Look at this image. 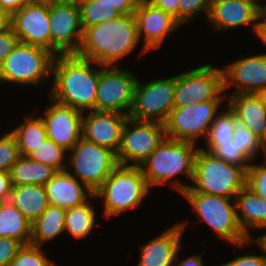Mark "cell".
Returning a JSON list of instances; mask_svg holds the SVG:
<instances>
[{
	"mask_svg": "<svg viewBox=\"0 0 266 266\" xmlns=\"http://www.w3.org/2000/svg\"><path fill=\"white\" fill-rule=\"evenodd\" d=\"M223 91L234 94H262L266 90V53L242 55L223 65ZM232 90V92H230Z\"/></svg>",
	"mask_w": 266,
	"mask_h": 266,
	"instance_id": "cell-15",
	"label": "cell"
},
{
	"mask_svg": "<svg viewBox=\"0 0 266 266\" xmlns=\"http://www.w3.org/2000/svg\"><path fill=\"white\" fill-rule=\"evenodd\" d=\"M246 185V171L226 163L201 148L194 161V176L190 188L199 193L235 198Z\"/></svg>",
	"mask_w": 266,
	"mask_h": 266,
	"instance_id": "cell-7",
	"label": "cell"
},
{
	"mask_svg": "<svg viewBox=\"0 0 266 266\" xmlns=\"http://www.w3.org/2000/svg\"><path fill=\"white\" fill-rule=\"evenodd\" d=\"M28 157L31 160L50 165L57 171L67 169L68 151L48 138L36 147Z\"/></svg>",
	"mask_w": 266,
	"mask_h": 266,
	"instance_id": "cell-32",
	"label": "cell"
},
{
	"mask_svg": "<svg viewBox=\"0 0 266 266\" xmlns=\"http://www.w3.org/2000/svg\"><path fill=\"white\" fill-rule=\"evenodd\" d=\"M47 98L49 105L38 113L44 121L48 139L70 151L82 138L83 112Z\"/></svg>",
	"mask_w": 266,
	"mask_h": 266,
	"instance_id": "cell-18",
	"label": "cell"
},
{
	"mask_svg": "<svg viewBox=\"0 0 266 266\" xmlns=\"http://www.w3.org/2000/svg\"><path fill=\"white\" fill-rule=\"evenodd\" d=\"M9 202L31 223L50 205L45 186L38 184L13 186Z\"/></svg>",
	"mask_w": 266,
	"mask_h": 266,
	"instance_id": "cell-26",
	"label": "cell"
},
{
	"mask_svg": "<svg viewBox=\"0 0 266 266\" xmlns=\"http://www.w3.org/2000/svg\"><path fill=\"white\" fill-rule=\"evenodd\" d=\"M226 105L227 100H211L174 107L164 123L165 137L195 144L199 141L202 143L213 120Z\"/></svg>",
	"mask_w": 266,
	"mask_h": 266,
	"instance_id": "cell-10",
	"label": "cell"
},
{
	"mask_svg": "<svg viewBox=\"0 0 266 266\" xmlns=\"http://www.w3.org/2000/svg\"><path fill=\"white\" fill-rule=\"evenodd\" d=\"M100 64L77 54H59L52 64L51 85L45 91L54 101L81 112L95 110Z\"/></svg>",
	"mask_w": 266,
	"mask_h": 266,
	"instance_id": "cell-2",
	"label": "cell"
},
{
	"mask_svg": "<svg viewBox=\"0 0 266 266\" xmlns=\"http://www.w3.org/2000/svg\"><path fill=\"white\" fill-rule=\"evenodd\" d=\"M153 6L171 14L179 22V1L180 0H147Z\"/></svg>",
	"mask_w": 266,
	"mask_h": 266,
	"instance_id": "cell-45",
	"label": "cell"
},
{
	"mask_svg": "<svg viewBox=\"0 0 266 266\" xmlns=\"http://www.w3.org/2000/svg\"><path fill=\"white\" fill-rule=\"evenodd\" d=\"M54 57L45 48L18 42L0 66V84H9L11 87L47 86L51 80Z\"/></svg>",
	"mask_w": 266,
	"mask_h": 266,
	"instance_id": "cell-6",
	"label": "cell"
},
{
	"mask_svg": "<svg viewBox=\"0 0 266 266\" xmlns=\"http://www.w3.org/2000/svg\"><path fill=\"white\" fill-rule=\"evenodd\" d=\"M259 16L266 22V0L263 2L260 8Z\"/></svg>",
	"mask_w": 266,
	"mask_h": 266,
	"instance_id": "cell-52",
	"label": "cell"
},
{
	"mask_svg": "<svg viewBox=\"0 0 266 266\" xmlns=\"http://www.w3.org/2000/svg\"><path fill=\"white\" fill-rule=\"evenodd\" d=\"M10 26L19 42L51 51L49 3H26L11 15Z\"/></svg>",
	"mask_w": 266,
	"mask_h": 266,
	"instance_id": "cell-17",
	"label": "cell"
},
{
	"mask_svg": "<svg viewBox=\"0 0 266 266\" xmlns=\"http://www.w3.org/2000/svg\"><path fill=\"white\" fill-rule=\"evenodd\" d=\"M165 138L164 124L140 121L128 116L116 154L118 164L139 166Z\"/></svg>",
	"mask_w": 266,
	"mask_h": 266,
	"instance_id": "cell-13",
	"label": "cell"
},
{
	"mask_svg": "<svg viewBox=\"0 0 266 266\" xmlns=\"http://www.w3.org/2000/svg\"><path fill=\"white\" fill-rule=\"evenodd\" d=\"M83 31L90 26L118 18L121 13L116 8L97 4V0H76Z\"/></svg>",
	"mask_w": 266,
	"mask_h": 266,
	"instance_id": "cell-31",
	"label": "cell"
},
{
	"mask_svg": "<svg viewBox=\"0 0 266 266\" xmlns=\"http://www.w3.org/2000/svg\"><path fill=\"white\" fill-rule=\"evenodd\" d=\"M189 220L174 222L158 236L139 246L137 266H175L176 254L183 246L182 238L190 224Z\"/></svg>",
	"mask_w": 266,
	"mask_h": 266,
	"instance_id": "cell-20",
	"label": "cell"
},
{
	"mask_svg": "<svg viewBox=\"0 0 266 266\" xmlns=\"http://www.w3.org/2000/svg\"><path fill=\"white\" fill-rule=\"evenodd\" d=\"M45 188L49 204L63 209L83 204L94 194L67 170L58 171Z\"/></svg>",
	"mask_w": 266,
	"mask_h": 266,
	"instance_id": "cell-23",
	"label": "cell"
},
{
	"mask_svg": "<svg viewBox=\"0 0 266 266\" xmlns=\"http://www.w3.org/2000/svg\"><path fill=\"white\" fill-rule=\"evenodd\" d=\"M264 97L265 103H266V90L261 94Z\"/></svg>",
	"mask_w": 266,
	"mask_h": 266,
	"instance_id": "cell-55",
	"label": "cell"
},
{
	"mask_svg": "<svg viewBox=\"0 0 266 266\" xmlns=\"http://www.w3.org/2000/svg\"><path fill=\"white\" fill-rule=\"evenodd\" d=\"M10 18L6 11L0 9V33L10 27Z\"/></svg>",
	"mask_w": 266,
	"mask_h": 266,
	"instance_id": "cell-50",
	"label": "cell"
},
{
	"mask_svg": "<svg viewBox=\"0 0 266 266\" xmlns=\"http://www.w3.org/2000/svg\"><path fill=\"white\" fill-rule=\"evenodd\" d=\"M180 195L190 204L189 208L192 207L194 218L206 223L212 236L221 243L223 241L243 251L252 246V240L244 234L237 221L235 199L195 192L190 187Z\"/></svg>",
	"mask_w": 266,
	"mask_h": 266,
	"instance_id": "cell-4",
	"label": "cell"
},
{
	"mask_svg": "<svg viewBox=\"0 0 266 266\" xmlns=\"http://www.w3.org/2000/svg\"><path fill=\"white\" fill-rule=\"evenodd\" d=\"M140 0H97V4L116 8L121 14L134 13Z\"/></svg>",
	"mask_w": 266,
	"mask_h": 266,
	"instance_id": "cell-43",
	"label": "cell"
},
{
	"mask_svg": "<svg viewBox=\"0 0 266 266\" xmlns=\"http://www.w3.org/2000/svg\"><path fill=\"white\" fill-rule=\"evenodd\" d=\"M47 255L44 247L23 245L8 266H55V260Z\"/></svg>",
	"mask_w": 266,
	"mask_h": 266,
	"instance_id": "cell-35",
	"label": "cell"
},
{
	"mask_svg": "<svg viewBox=\"0 0 266 266\" xmlns=\"http://www.w3.org/2000/svg\"><path fill=\"white\" fill-rule=\"evenodd\" d=\"M260 156L259 159L266 162V135L260 140Z\"/></svg>",
	"mask_w": 266,
	"mask_h": 266,
	"instance_id": "cell-51",
	"label": "cell"
},
{
	"mask_svg": "<svg viewBox=\"0 0 266 266\" xmlns=\"http://www.w3.org/2000/svg\"><path fill=\"white\" fill-rule=\"evenodd\" d=\"M66 209L49 205L42 215L32 223V234L30 244L35 246H46L65 233Z\"/></svg>",
	"mask_w": 266,
	"mask_h": 266,
	"instance_id": "cell-27",
	"label": "cell"
},
{
	"mask_svg": "<svg viewBox=\"0 0 266 266\" xmlns=\"http://www.w3.org/2000/svg\"><path fill=\"white\" fill-rule=\"evenodd\" d=\"M236 216L240 228L250 239L258 231L266 228V200L258 196L246 185L234 198Z\"/></svg>",
	"mask_w": 266,
	"mask_h": 266,
	"instance_id": "cell-24",
	"label": "cell"
},
{
	"mask_svg": "<svg viewBox=\"0 0 266 266\" xmlns=\"http://www.w3.org/2000/svg\"><path fill=\"white\" fill-rule=\"evenodd\" d=\"M32 223L9 201L0 202V237L30 244Z\"/></svg>",
	"mask_w": 266,
	"mask_h": 266,
	"instance_id": "cell-30",
	"label": "cell"
},
{
	"mask_svg": "<svg viewBox=\"0 0 266 266\" xmlns=\"http://www.w3.org/2000/svg\"><path fill=\"white\" fill-rule=\"evenodd\" d=\"M18 42L19 39L11 26L0 33V66L5 58L14 50Z\"/></svg>",
	"mask_w": 266,
	"mask_h": 266,
	"instance_id": "cell-42",
	"label": "cell"
},
{
	"mask_svg": "<svg viewBox=\"0 0 266 266\" xmlns=\"http://www.w3.org/2000/svg\"><path fill=\"white\" fill-rule=\"evenodd\" d=\"M51 52L77 54L80 49L83 28L76 0H62L49 3Z\"/></svg>",
	"mask_w": 266,
	"mask_h": 266,
	"instance_id": "cell-14",
	"label": "cell"
},
{
	"mask_svg": "<svg viewBox=\"0 0 266 266\" xmlns=\"http://www.w3.org/2000/svg\"><path fill=\"white\" fill-rule=\"evenodd\" d=\"M236 121L234 113L226 105L213 120L203 142H233Z\"/></svg>",
	"mask_w": 266,
	"mask_h": 266,
	"instance_id": "cell-34",
	"label": "cell"
},
{
	"mask_svg": "<svg viewBox=\"0 0 266 266\" xmlns=\"http://www.w3.org/2000/svg\"><path fill=\"white\" fill-rule=\"evenodd\" d=\"M31 0H0V9L6 11L10 16L18 11L23 5Z\"/></svg>",
	"mask_w": 266,
	"mask_h": 266,
	"instance_id": "cell-47",
	"label": "cell"
},
{
	"mask_svg": "<svg viewBox=\"0 0 266 266\" xmlns=\"http://www.w3.org/2000/svg\"><path fill=\"white\" fill-rule=\"evenodd\" d=\"M235 131L232 137L233 143L240 148L252 162L260 158V139L256 137L243 123L238 120L235 123Z\"/></svg>",
	"mask_w": 266,
	"mask_h": 266,
	"instance_id": "cell-36",
	"label": "cell"
},
{
	"mask_svg": "<svg viewBox=\"0 0 266 266\" xmlns=\"http://www.w3.org/2000/svg\"><path fill=\"white\" fill-rule=\"evenodd\" d=\"M259 9L243 0H213L211 3L206 26L210 27V34L222 33L228 30L245 28L248 26L252 35L255 33L259 19Z\"/></svg>",
	"mask_w": 266,
	"mask_h": 266,
	"instance_id": "cell-19",
	"label": "cell"
},
{
	"mask_svg": "<svg viewBox=\"0 0 266 266\" xmlns=\"http://www.w3.org/2000/svg\"><path fill=\"white\" fill-rule=\"evenodd\" d=\"M132 68L100 65L95 111L117 112L129 116L139 76Z\"/></svg>",
	"mask_w": 266,
	"mask_h": 266,
	"instance_id": "cell-12",
	"label": "cell"
},
{
	"mask_svg": "<svg viewBox=\"0 0 266 266\" xmlns=\"http://www.w3.org/2000/svg\"><path fill=\"white\" fill-rule=\"evenodd\" d=\"M118 165L114 151L81 138L68 151L66 170L94 193Z\"/></svg>",
	"mask_w": 266,
	"mask_h": 266,
	"instance_id": "cell-8",
	"label": "cell"
},
{
	"mask_svg": "<svg viewBox=\"0 0 266 266\" xmlns=\"http://www.w3.org/2000/svg\"><path fill=\"white\" fill-rule=\"evenodd\" d=\"M254 35L257 37L255 40H260V45H264V47L266 48V22L260 16L256 25ZM262 51L266 52L265 50Z\"/></svg>",
	"mask_w": 266,
	"mask_h": 266,
	"instance_id": "cell-48",
	"label": "cell"
},
{
	"mask_svg": "<svg viewBox=\"0 0 266 266\" xmlns=\"http://www.w3.org/2000/svg\"><path fill=\"white\" fill-rule=\"evenodd\" d=\"M9 172L13 186H45L58 171L50 165L31 160L28 156H20Z\"/></svg>",
	"mask_w": 266,
	"mask_h": 266,
	"instance_id": "cell-29",
	"label": "cell"
},
{
	"mask_svg": "<svg viewBox=\"0 0 266 266\" xmlns=\"http://www.w3.org/2000/svg\"><path fill=\"white\" fill-rule=\"evenodd\" d=\"M204 64L175 74L174 107L211 100H227L223 91L221 64Z\"/></svg>",
	"mask_w": 266,
	"mask_h": 266,
	"instance_id": "cell-9",
	"label": "cell"
},
{
	"mask_svg": "<svg viewBox=\"0 0 266 266\" xmlns=\"http://www.w3.org/2000/svg\"><path fill=\"white\" fill-rule=\"evenodd\" d=\"M94 201L96 203L97 200L93 194L83 204L66 209L65 232H68L69 236L73 237L74 240H78L77 242L93 236L92 233L94 234L95 227L100 228L102 224L100 223L99 225L97 222L99 220L97 219L98 214H96L98 207L94 208Z\"/></svg>",
	"mask_w": 266,
	"mask_h": 266,
	"instance_id": "cell-25",
	"label": "cell"
},
{
	"mask_svg": "<svg viewBox=\"0 0 266 266\" xmlns=\"http://www.w3.org/2000/svg\"><path fill=\"white\" fill-rule=\"evenodd\" d=\"M213 0H180L179 1V23L184 26L195 23L197 17L202 16V22L206 23ZM195 20V21H194Z\"/></svg>",
	"mask_w": 266,
	"mask_h": 266,
	"instance_id": "cell-37",
	"label": "cell"
},
{
	"mask_svg": "<svg viewBox=\"0 0 266 266\" xmlns=\"http://www.w3.org/2000/svg\"><path fill=\"white\" fill-rule=\"evenodd\" d=\"M32 2H41V3H54V2H59L62 0H31Z\"/></svg>",
	"mask_w": 266,
	"mask_h": 266,
	"instance_id": "cell-54",
	"label": "cell"
},
{
	"mask_svg": "<svg viewBox=\"0 0 266 266\" xmlns=\"http://www.w3.org/2000/svg\"><path fill=\"white\" fill-rule=\"evenodd\" d=\"M39 110L40 108L37 111L34 109V113L30 112L31 114H26L23 122L9 129L10 133L15 137L21 156H28L48 138L44 121L36 113Z\"/></svg>",
	"mask_w": 266,
	"mask_h": 266,
	"instance_id": "cell-28",
	"label": "cell"
},
{
	"mask_svg": "<svg viewBox=\"0 0 266 266\" xmlns=\"http://www.w3.org/2000/svg\"><path fill=\"white\" fill-rule=\"evenodd\" d=\"M201 149L210 152L213 156L224 160L226 163L242 167L248 171L252 161L233 142H204Z\"/></svg>",
	"mask_w": 266,
	"mask_h": 266,
	"instance_id": "cell-33",
	"label": "cell"
},
{
	"mask_svg": "<svg viewBox=\"0 0 266 266\" xmlns=\"http://www.w3.org/2000/svg\"><path fill=\"white\" fill-rule=\"evenodd\" d=\"M182 248H183V246L178 250V252L176 254L175 266H206L204 263L205 260L203 257L206 250L200 254L199 253L198 254L193 253L191 256H189V257L186 256L183 259V257L179 255L181 253V251H183V250H181ZM215 266H217V265H215Z\"/></svg>",
	"mask_w": 266,
	"mask_h": 266,
	"instance_id": "cell-44",
	"label": "cell"
},
{
	"mask_svg": "<svg viewBox=\"0 0 266 266\" xmlns=\"http://www.w3.org/2000/svg\"><path fill=\"white\" fill-rule=\"evenodd\" d=\"M260 161L257 159L251 163L246 172V186L266 200V162Z\"/></svg>",
	"mask_w": 266,
	"mask_h": 266,
	"instance_id": "cell-39",
	"label": "cell"
},
{
	"mask_svg": "<svg viewBox=\"0 0 266 266\" xmlns=\"http://www.w3.org/2000/svg\"><path fill=\"white\" fill-rule=\"evenodd\" d=\"M175 75L155 77L148 81L138 77L134 89V102L129 117L140 121L164 124L174 108Z\"/></svg>",
	"mask_w": 266,
	"mask_h": 266,
	"instance_id": "cell-11",
	"label": "cell"
},
{
	"mask_svg": "<svg viewBox=\"0 0 266 266\" xmlns=\"http://www.w3.org/2000/svg\"><path fill=\"white\" fill-rule=\"evenodd\" d=\"M22 247L23 244L16 239L0 237V266H8Z\"/></svg>",
	"mask_w": 266,
	"mask_h": 266,
	"instance_id": "cell-41",
	"label": "cell"
},
{
	"mask_svg": "<svg viewBox=\"0 0 266 266\" xmlns=\"http://www.w3.org/2000/svg\"><path fill=\"white\" fill-rule=\"evenodd\" d=\"M151 188L138 166L118 165L94 192L100 201L102 217L107 221L136 210L149 198ZM145 200V201H144Z\"/></svg>",
	"mask_w": 266,
	"mask_h": 266,
	"instance_id": "cell-5",
	"label": "cell"
},
{
	"mask_svg": "<svg viewBox=\"0 0 266 266\" xmlns=\"http://www.w3.org/2000/svg\"><path fill=\"white\" fill-rule=\"evenodd\" d=\"M253 244V248H256L258 250H260L259 252L261 253H255L253 252V250H251L250 252L245 254L241 253V255L239 254V256L233 255L235 257H233L232 259L225 261V263L221 262L220 264H218L217 266H263L265 263V255L263 254L262 250L252 241ZM256 246V247H255ZM253 252V253H252Z\"/></svg>",
	"mask_w": 266,
	"mask_h": 266,
	"instance_id": "cell-40",
	"label": "cell"
},
{
	"mask_svg": "<svg viewBox=\"0 0 266 266\" xmlns=\"http://www.w3.org/2000/svg\"><path fill=\"white\" fill-rule=\"evenodd\" d=\"M260 235L250 238L263 252L266 257V228L259 230Z\"/></svg>",
	"mask_w": 266,
	"mask_h": 266,
	"instance_id": "cell-49",
	"label": "cell"
},
{
	"mask_svg": "<svg viewBox=\"0 0 266 266\" xmlns=\"http://www.w3.org/2000/svg\"><path fill=\"white\" fill-rule=\"evenodd\" d=\"M6 129H0V171L9 172L21 155L15 137Z\"/></svg>",
	"mask_w": 266,
	"mask_h": 266,
	"instance_id": "cell-38",
	"label": "cell"
},
{
	"mask_svg": "<svg viewBox=\"0 0 266 266\" xmlns=\"http://www.w3.org/2000/svg\"><path fill=\"white\" fill-rule=\"evenodd\" d=\"M139 45L134 13L121 14L113 20L87 27L77 55L103 66H120V62L134 51L137 53V49L138 59L148 56Z\"/></svg>",
	"mask_w": 266,
	"mask_h": 266,
	"instance_id": "cell-1",
	"label": "cell"
},
{
	"mask_svg": "<svg viewBox=\"0 0 266 266\" xmlns=\"http://www.w3.org/2000/svg\"><path fill=\"white\" fill-rule=\"evenodd\" d=\"M199 148L200 145L193 142L165 137L138 167L151 190L164 185L181 194L193 180L194 161Z\"/></svg>",
	"mask_w": 266,
	"mask_h": 266,
	"instance_id": "cell-3",
	"label": "cell"
},
{
	"mask_svg": "<svg viewBox=\"0 0 266 266\" xmlns=\"http://www.w3.org/2000/svg\"><path fill=\"white\" fill-rule=\"evenodd\" d=\"M134 17L141 47L148 53L159 51L177 29L183 28L171 14L153 6L147 0H140Z\"/></svg>",
	"mask_w": 266,
	"mask_h": 266,
	"instance_id": "cell-16",
	"label": "cell"
},
{
	"mask_svg": "<svg viewBox=\"0 0 266 266\" xmlns=\"http://www.w3.org/2000/svg\"><path fill=\"white\" fill-rule=\"evenodd\" d=\"M12 187L10 172L0 171V202L9 201Z\"/></svg>",
	"mask_w": 266,
	"mask_h": 266,
	"instance_id": "cell-46",
	"label": "cell"
},
{
	"mask_svg": "<svg viewBox=\"0 0 266 266\" xmlns=\"http://www.w3.org/2000/svg\"><path fill=\"white\" fill-rule=\"evenodd\" d=\"M128 115L87 111L82 117V138L99 146L111 149L116 154L121 143V132Z\"/></svg>",
	"mask_w": 266,
	"mask_h": 266,
	"instance_id": "cell-21",
	"label": "cell"
},
{
	"mask_svg": "<svg viewBox=\"0 0 266 266\" xmlns=\"http://www.w3.org/2000/svg\"><path fill=\"white\" fill-rule=\"evenodd\" d=\"M227 106L236 119L260 140L266 135V103L261 94L229 95Z\"/></svg>",
	"mask_w": 266,
	"mask_h": 266,
	"instance_id": "cell-22",
	"label": "cell"
},
{
	"mask_svg": "<svg viewBox=\"0 0 266 266\" xmlns=\"http://www.w3.org/2000/svg\"><path fill=\"white\" fill-rule=\"evenodd\" d=\"M243 1L254 4L260 10V8H261V6L265 0H243Z\"/></svg>",
	"mask_w": 266,
	"mask_h": 266,
	"instance_id": "cell-53",
	"label": "cell"
}]
</instances>
